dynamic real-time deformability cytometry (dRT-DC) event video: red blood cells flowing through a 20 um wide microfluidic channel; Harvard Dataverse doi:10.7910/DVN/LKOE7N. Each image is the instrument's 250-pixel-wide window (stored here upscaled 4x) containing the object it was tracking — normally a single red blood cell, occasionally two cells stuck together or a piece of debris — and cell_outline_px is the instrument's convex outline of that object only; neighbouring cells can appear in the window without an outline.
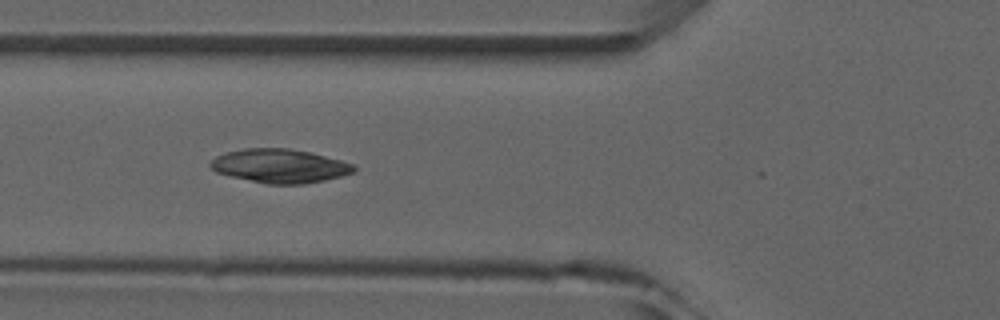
{"species": "common noctule bat (a hibernating species)", "species_latin": "Nyctalus noctula", "temperature_condition": "room temperature", "stored_images_in_passage": 6, "camera_frame_rate_fps": 3000, "um_per_image_px": 0.085, "animal": {"sex": "male", "forearm_length_mm": 52.5}, "frame": {"image": 1, "passage_image": 4, "time_ms": 3.333, "image_size_px": [1000, 320], "cell_outline_px": [[356, 172], [324, 180], [304, 184], [268, 184], [232, 176], [216, 172], [208, 164], [216, 156], [224, 152], [244, 148], [288, 148], [308, 152], [340, 160], [352, 164], [356, 168]], "centroid_in_image_um": [23.76, 14.1], "position_along_channel_um": 102.0, "area_um2": 28.03}}
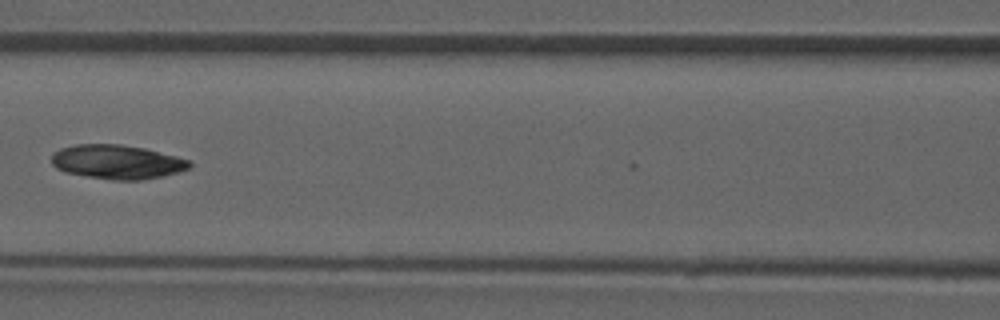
{"frame": {"image": 2, "passage_image": 5, "time_ms": 4.667, "image_size_px": [1000, 320], "cell_outline_px": [[192, 164], [188, 168], [180, 172], [164, 176], [140, 180], [112, 180], [64, 172], [56, 168], [52, 164], [52, 156], [60, 148], [76, 144], [120, 144], [144, 148], [192, 160]], "centroid_in_image_um": [9.98, 13.76], "position_along_channel_um": 156.6, "area_um2": 27.51}}